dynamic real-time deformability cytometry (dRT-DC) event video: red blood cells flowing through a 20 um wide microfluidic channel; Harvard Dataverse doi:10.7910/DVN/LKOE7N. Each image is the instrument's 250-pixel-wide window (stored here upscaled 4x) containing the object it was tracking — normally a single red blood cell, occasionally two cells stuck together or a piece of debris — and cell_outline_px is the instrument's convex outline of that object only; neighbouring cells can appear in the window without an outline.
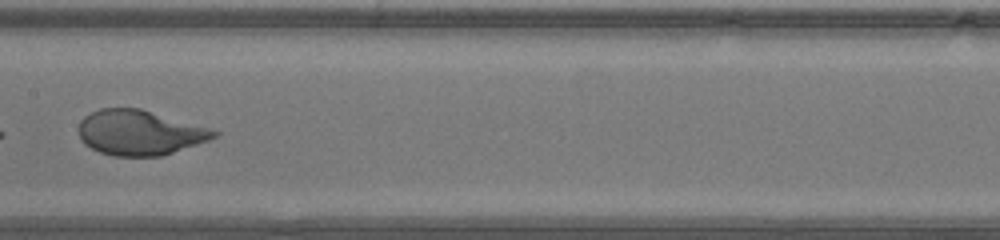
{"species": "human", "species_latin": "Homo sapiens", "temperature_condition": "warm", "stored_images_in_passage": 31, "camera_frame_rate_fps": 3000, "um_per_image_px": 0.085, "donor": {"sex": "male"}, "frame": {"image": 1, "passage_image": 10, "time_ms": 3.0, "image_size_px": [1000, 240], "cell_outline_px": [[220, 132], [216, 136], [208, 140], [160, 156], [112, 156], [100, 152], [84, 144], [80, 140], [76, 128], [80, 120], [84, 116], [100, 108], [140, 108], [208, 128]], "centroid_in_image_um": [11.78, 11.27], "position_along_channel_um": 195.6, "area_um2": 35.32}}
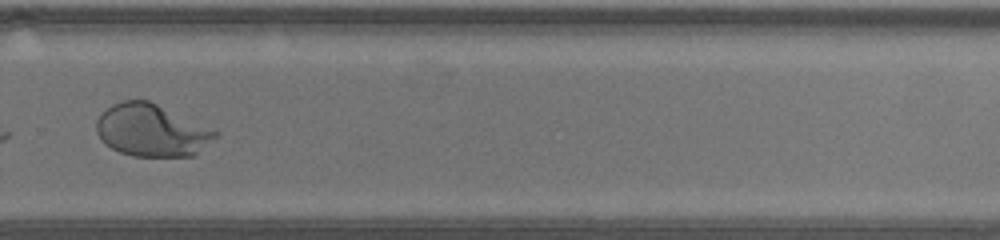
{"frame": {"image": 2, "passage_image": 18, "time_ms": 5.667, "image_size_px": [1000, 240], "cell_outline_px": [[220, 132], [196, 156], [132, 156], [120, 152], [104, 144], [96, 132], [96, 120], [112, 104], [124, 100], [148, 100]], "centroid_in_image_um": [12.88, 11.09], "position_along_channel_um": 316.9, "area_um2": 36.07}}